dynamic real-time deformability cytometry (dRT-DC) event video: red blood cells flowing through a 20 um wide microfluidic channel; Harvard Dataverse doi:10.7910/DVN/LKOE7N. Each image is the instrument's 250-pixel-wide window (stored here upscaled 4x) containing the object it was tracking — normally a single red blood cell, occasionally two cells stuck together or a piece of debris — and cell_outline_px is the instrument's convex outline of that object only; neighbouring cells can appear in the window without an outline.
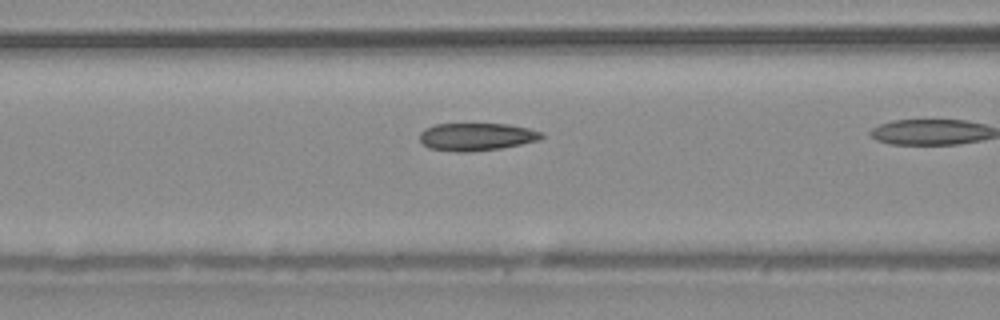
{"species": "common noctule bat (a hibernating species)", "species_latin": "Nyctalus noctula", "temperature_condition": "warm", "stored_images_in_passage": 25, "camera_frame_rate_fps": 3000, "um_per_image_px": 0.085, "animal": {"sex": "male", "body_mass_g": 20.4}, "frame": {"image": 1, "passage_image": 18, "time_ms": 5.667, "image_size_px": [1000, 320], "cell_outline_px": [[544, 136], [540, 140], [500, 148], [468, 152], [456, 152], [428, 148], [420, 140], [420, 132], [424, 128], [436, 124], [508, 124], [528, 128], [544, 132]], "centroid_in_image_um": [40.51, 11.62], "position_along_channel_um": 126.1, "area_um2": 19.71}}